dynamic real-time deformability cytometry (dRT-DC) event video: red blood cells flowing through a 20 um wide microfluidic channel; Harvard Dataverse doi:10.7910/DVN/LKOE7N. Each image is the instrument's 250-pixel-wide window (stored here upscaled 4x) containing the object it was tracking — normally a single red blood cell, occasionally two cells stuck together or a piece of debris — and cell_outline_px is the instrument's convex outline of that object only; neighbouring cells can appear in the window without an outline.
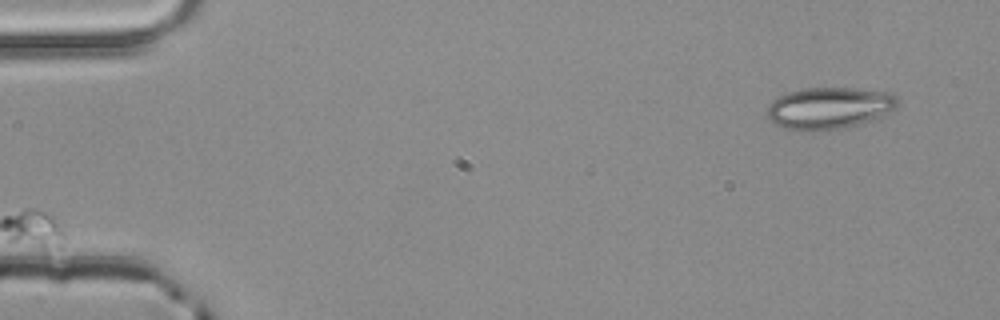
{"species": "common noctule bat (a hibernating species)", "species_latin": "Nyctalus noctula", "temperature_condition": "room temperature", "stored_images_in_passage": 4, "camera_frame_rate_fps": 3000, "um_per_image_px": 0.085, "animal": {"sex": "male", "body_mass_g": 20.4}, "frame": {"image": 1, "passage_image": 1, "time_ms": 0.0, "image_size_px": [1000, 320], "cell_outline_px": [[900, 100], [880, 120], [840, 128], [784, 128], [772, 124], [768, 120], [768, 104], [772, 100], [788, 92], [804, 88], [856, 88], [892, 92]], "centroid_in_image_um": [70.53, 9.15], "position_along_channel_um": 14.5, "area_um2": 31.5}}